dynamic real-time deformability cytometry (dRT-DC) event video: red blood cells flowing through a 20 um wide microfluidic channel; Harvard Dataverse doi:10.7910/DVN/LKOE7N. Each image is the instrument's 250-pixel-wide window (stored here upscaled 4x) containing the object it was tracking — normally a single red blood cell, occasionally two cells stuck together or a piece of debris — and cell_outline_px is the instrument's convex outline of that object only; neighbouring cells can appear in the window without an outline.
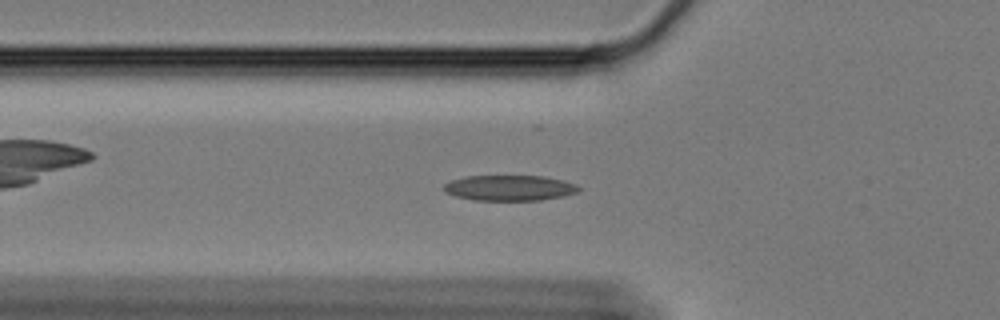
{"species": "Egyptian fruit bat (a non-hibernating species)", "species_latin": "Rousettus aegyptiacus", "temperature_condition": "cold", "stored_images_in_passage": 52, "camera_frame_rate_fps": 3000, "um_per_image_px": 0.085, "animal": {"sex": "female"}, "frame": {"image": 1, "passage_image": 12, "time_ms": 3.667, "image_size_px": [1000, 320], "cell_outline_px": [[580, 188], [576, 192], [560, 196], [540, 200], [476, 200], [456, 196], [444, 192], [444, 184], [452, 180], [464, 176], [544, 176], [564, 180], [576, 184]], "centroid_in_image_um": [43.29, 15.96], "position_along_channel_um": 82.5, "area_um2": 19.88}}
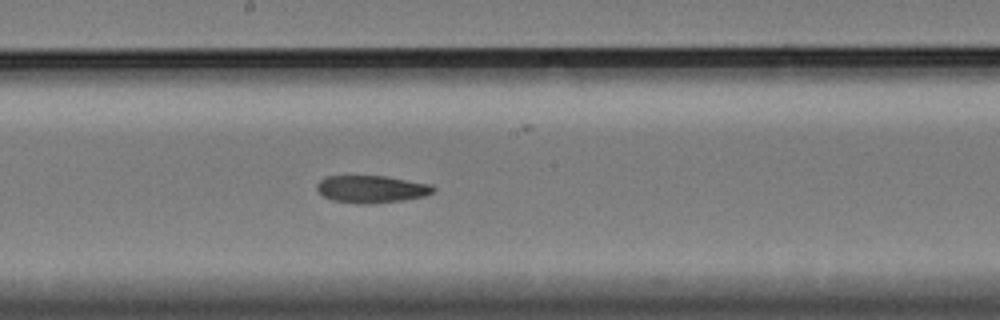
{"frame": {"image": 2, "passage_image": 24, "time_ms": 7.667, "image_size_px": [1000, 320], "cell_outline_px": [[436, 188], [432, 192], [424, 196], [404, 200], [372, 204], [356, 204], [332, 200], [324, 196], [316, 188], [316, 184], [324, 176], [384, 176], [432, 184]], "centroid_in_image_um": [31.57, 16.08], "position_along_channel_um": 216.6, "area_um2": 18.67}}
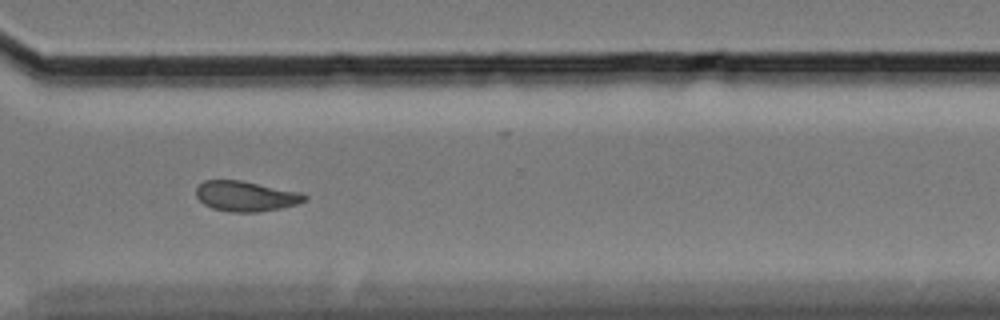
{"frame": {"image": 3, "passage_image": 36, "time_ms": 11.667, "image_size_px": [1000, 320], "cell_outline_px": [[308, 200], [296, 204], [280, 208], [256, 212], [232, 212], [212, 208], [204, 204], [196, 196], [196, 188], [204, 180], [244, 180], [300, 192], [308, 196]], "centroid_in_image_um": [20.91, 16.66], "position_along_channel_um": 349.7, "area_um2": 19.19}, "authors_computed_cell_mechanics": {"area_um2": 19.4786, "velocity_mm_per_s": 3.3329, "shape_relaxation_time_tau1_ms": null, "shape_relaxation_time_tau2_ms": 4.7985, "deformation_change_tau1": null, "deformation_change_tau2": 0.1067}}